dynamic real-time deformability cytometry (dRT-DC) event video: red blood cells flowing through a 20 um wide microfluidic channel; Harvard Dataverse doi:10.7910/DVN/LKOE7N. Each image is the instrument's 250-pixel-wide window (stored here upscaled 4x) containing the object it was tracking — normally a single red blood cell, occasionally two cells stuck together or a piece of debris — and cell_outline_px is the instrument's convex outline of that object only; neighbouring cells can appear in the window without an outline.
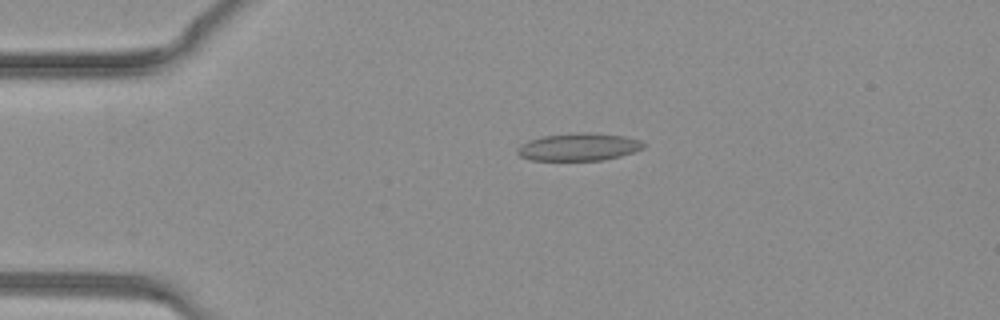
{"species": "common noctule bat (a hibernating species)", "species_latin": "Nyctalus noctula", "temperature_condition": "warm", "stored_images_in_passage": 39, "camera_frame_rate_fps": 3000, "um_per_image_px": 0.085, "animal": {"sex": "female", "body_mass_g": 19.3, "forearm_length_mm": 54.1}, "frame": {"image": 1, "passage_image": 9, "time_ms": 2.667, "image_size_px": [1000, 320], "cell_outline_px": [[644, 148], [620, 156], [604, 160], [532, 160], [520, 156], [516, 152], [516, 148], [520, 144], [528, 140], [544, 136], [576, 132], [588, 132], [624, 136], [640, 140], [644, 144]], "centroid_in_image_um": [49.16, 12.48], "position_along_channel_um": 35.8, "area_um2": 20.29}}
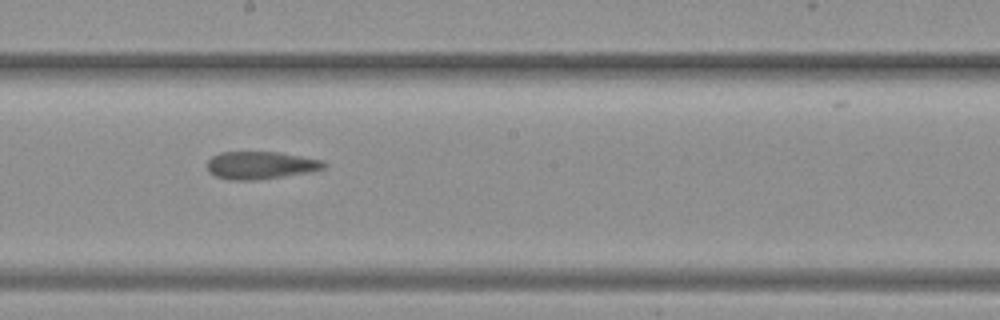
{"frame": {"image": 2, "passage_image": 22, "time_ms": 7.0, "image_size_px": [1000, 320], "cell_outline_px": [[328, 164], [324, 168], [308, 172], [284, 176], [256, 180], [228, 180], [216, 176], [208, 172], [208, 160], [212, 156], [220, 152], [280, 152], [324, 160]], "centroid_in_image_um": [22.16, 14.04], "position_along_channel_um": 226.0, "area_um2": 18.9}}
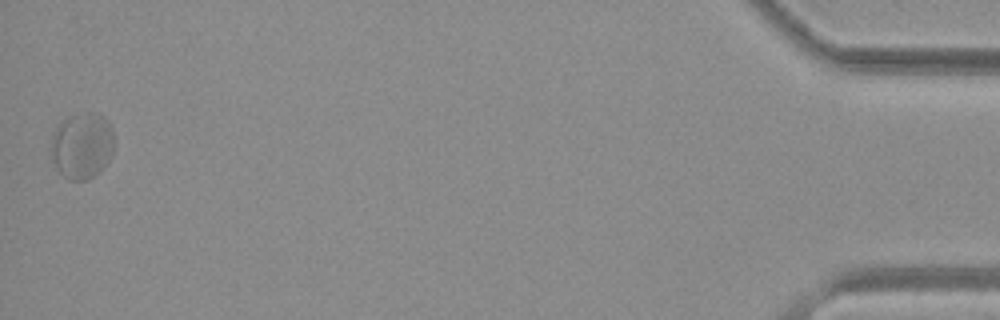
{"frame": {"image": 3, "passage_image": 39, "time_ms": 12.667, "image_size_px": [1000, 320], "cell_outline_px": [[112, 156], [100, 172], [88, 180], [68, 180], [60, 172], [52, 160], [48, 148], [52, 136], [56, 128], [68, 116], [88, 112], [96, 112], [104, 116], [112, 124]], "centroid_in_image_um": [6.96, 12.38], "position_along_channel_um": 428.2, "area_um2": 24.74}}